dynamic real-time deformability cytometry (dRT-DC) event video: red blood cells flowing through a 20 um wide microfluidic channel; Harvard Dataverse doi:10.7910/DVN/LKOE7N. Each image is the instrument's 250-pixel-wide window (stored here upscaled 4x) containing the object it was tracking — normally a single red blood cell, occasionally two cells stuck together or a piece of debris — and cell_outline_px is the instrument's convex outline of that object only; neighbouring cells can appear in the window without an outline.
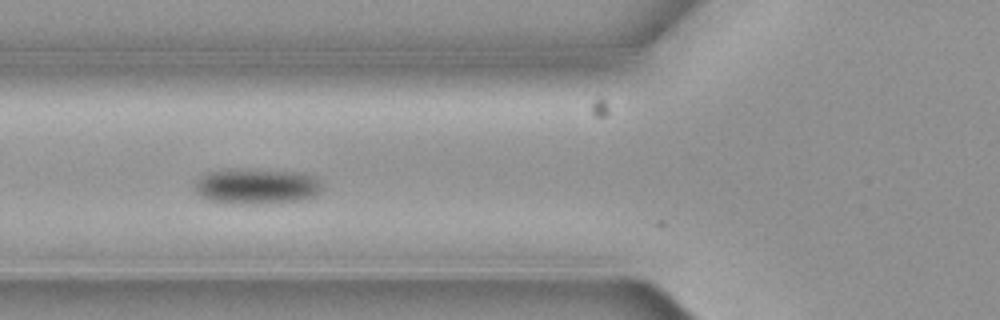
{"species": "common noctule bat (a hibernating species)", "species_latin": "Nyctalus noctula", "temperature_condition": "cold", "stored_images_in_passage": 6, "camera_frame_rate_fps": 3000, "um_per_image_px": 0.085, "animal": {"sex": "female", "body_mass_g": 19.3, "forearm_length_mm": 54.1}, "frame": {"image": 1, "passage_image": 6, "time_ms": 1.667, "image_size_px": [1000, 320], "cell_outline_px": [[324, 188], [316, 196], [308, 200], [256, 204], [240, 204], [212, 200], [200, 196], [196, 192], [192, 184], [200, 176], [208, 172], [304, 172], [316, 176], [324, 184]], "centroid_in_image_um": [21.93, 15.89], "position_along_channel_um": 103.9, "area_um2": 25.84}}